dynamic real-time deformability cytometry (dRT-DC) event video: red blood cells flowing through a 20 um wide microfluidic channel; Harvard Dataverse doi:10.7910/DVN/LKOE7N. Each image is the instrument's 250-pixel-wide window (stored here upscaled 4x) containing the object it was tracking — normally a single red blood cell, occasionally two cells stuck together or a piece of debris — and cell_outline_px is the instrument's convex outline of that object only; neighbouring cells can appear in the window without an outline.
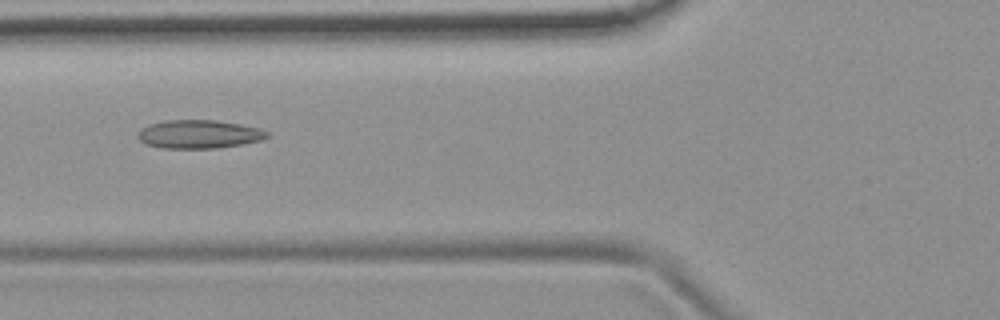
{"species": "common noctule bat (a hibernating species)", "species_latin": "Nyctalus noctula", "temperature_condition": "room temperature", "stored_images_in_passage": 47, "camera_frame_rate_fps": 3000, "um_per_image_px": 0.085, "animal": {"sex": "female", "body_mass_g": 19.9}, "frame": {"image": 1, "passage_image": 14, "time_ms": 4.333, "image_size_px": [1000, 320], "cell_outline_px": [[268, 136], [260, 140], [240, 144], [216, 148], [164, 148], [144, 144], [136, 136], [144, 128], [152, 124], [168, 120], [216, 120], [240, 124], [260, 128], [268, 132]], "centroid_in_image_um": [16.92, 11.41], "position_along_channel_um": 108.9, "area_um2": 21.1}}
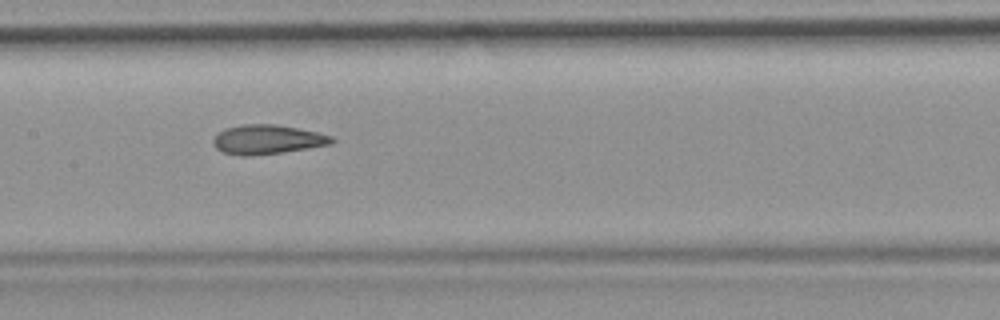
{"frame": {"image": 2, "passage_image": 20, "time_ms": 6.333, "image_size_px": [1000, 320], "cell_outline_px": [[336, 140], [332, 144], [284, 152], [248, 156], [244, 156], [224, 152], [216, 148], [212, 144], [212, 140], [224, 128], [244, 124], [276, 124], [316, 132], [332, 136]], "centroid_in_image_um": [22.73, 11.86], "position_along_channel_um": 184.7, "area_um2": 20.17}}
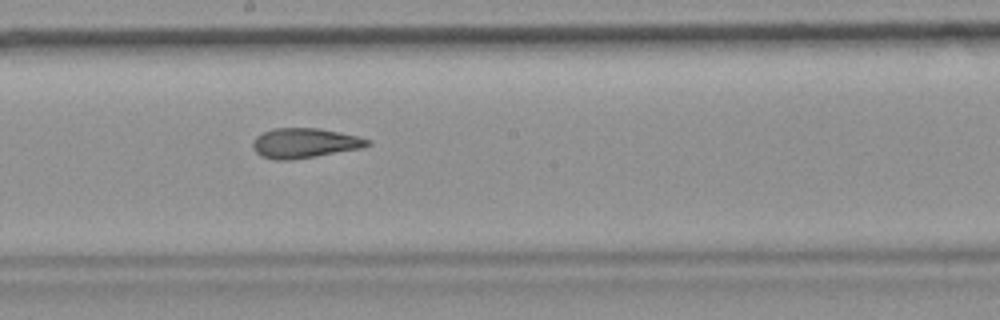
{"frame": {"image": 3, "passage_image": 23, "time_ms": 7.333, "image_size_px": [1000, 320], "cell_outline_px": [[372, 144], [360, 148], [316, 156], [292, 160], [276, 160], [260, 156], [252, 148], [252, 140], [256, 136], [272, 128], [320, 128], [356, 136], [372, 140]], "centroid_in_image_um": [25.85, 12.16], "position_along_channel_um": 222.3, "area_um2": 20.0}, "authors_computed_cell_mechanics": {"area_um2": 20.519, "velocity_mm_per_s": 3.7931, "shape_relaxation_time_tau1_ms": null, "shape_relaxation_time_tau2_ms": 2.1789, "deformation_change_tau1": null, "deformation_change_tau2": 0.0983}}